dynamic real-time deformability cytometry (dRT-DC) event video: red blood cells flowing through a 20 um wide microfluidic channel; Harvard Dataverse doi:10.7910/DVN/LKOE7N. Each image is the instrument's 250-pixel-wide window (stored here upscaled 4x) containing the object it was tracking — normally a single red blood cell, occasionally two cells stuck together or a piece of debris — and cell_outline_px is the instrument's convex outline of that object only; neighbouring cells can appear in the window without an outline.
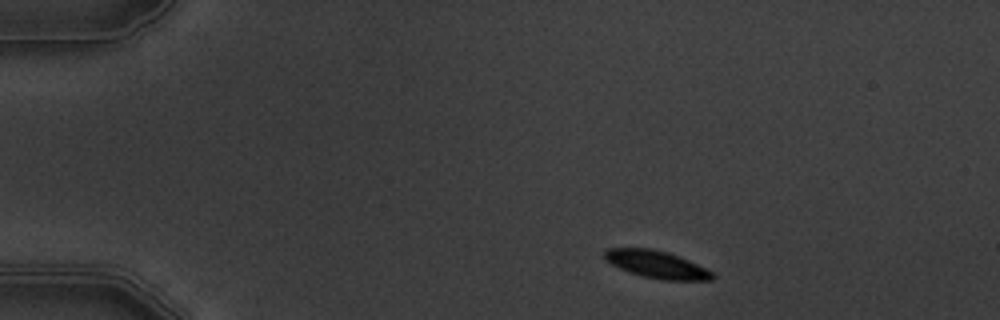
{"species": "common noctule bat (a hibernating species)", "species_latin": "Nyctalus noctula", "temperature_condition": "warm", "stored_images_in_passage": 5, "camera_frame_rate_fps": 3000, "um_per_image_px": 0.085, "animal": {"sex": "male", "body_mass_g": 19.5, "forearm_length_mm": 54.6}, "frame": {"image": 1, "passage_image": 2, "time_ms": 1.0, "image_size_px": [1000, 320], "cell_outline_px": [[716, 276], [712, 280], [664, 280], [644, 276], [628, 272], [604, 260], [604, 252], [608, 248], [652, 248], [668, 252], [680, 256], [712, 272]], "centroid_in_image_um": [55.8, 22.47], "position_along_channel_um": 29.2, "area_um2": 17.17}}
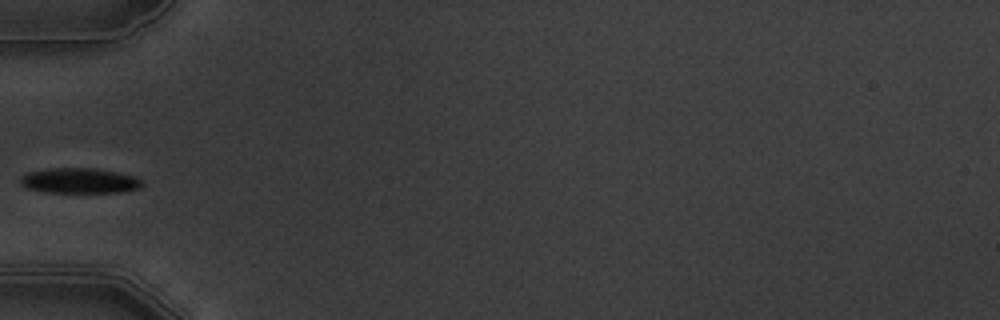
{"frame": {"image": 2, "passage_image": 5, "time_ms": 4.333, "image_size_px": [1000, 320], "cell_outline_px": [[144, 184], [140, 188], [120, 192], [48, 192], [24, 188], [20, 184], [20, 176], [28, 172], [52, 168], [92, 168], [116, 172], [136, 176]], "centroid_in_image_um": [6.73, 15.36], "position_along_channel_um": 78.3, "area_um2": 17.92}}